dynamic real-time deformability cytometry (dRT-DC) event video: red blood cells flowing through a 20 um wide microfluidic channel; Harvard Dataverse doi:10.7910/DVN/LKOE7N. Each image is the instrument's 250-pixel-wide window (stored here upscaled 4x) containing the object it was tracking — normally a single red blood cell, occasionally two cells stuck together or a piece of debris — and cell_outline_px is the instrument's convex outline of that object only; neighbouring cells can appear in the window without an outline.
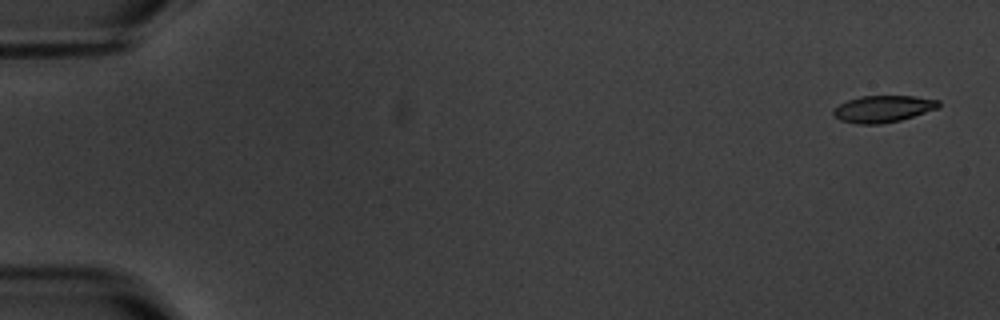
{"species": "common noctule bat (a hibernating species)", "species_latin": "Nyctalus noctula", "temperature_condition": "warm", "stored_images_in_passage": 9, "camera_frame_rate_fps": 3000, "um_per_image_px": 0.085, "animal": {"sex": "male", "body_mass_g": 20.1, "forearm_length_mm": 53.5}, "frame": {"image": 1, "passage_image": 1, "time_ms": 0.0, "image_size_px": [1000, 320], "cell_outline_px": [[940, 108], [900, 120], [880, 124], [856, 124], [840, 120], [832, 112], [832, 108], [848, 100], [860, 96], [916, 96], [940, 100]], "centroid_in_image_um": [75.08, 9.25], "position_along_channel_um": 9.9, "area_um2": 16.53}}
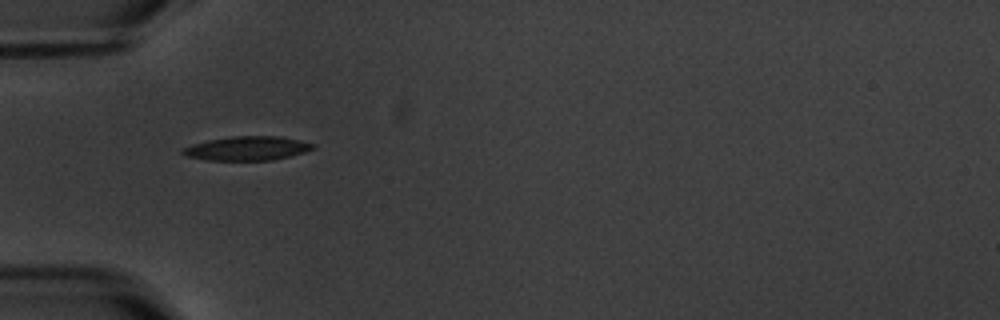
{"frame": {"image": 2, "passage_image": 6, "time_ms": 5.667, "image_size_px": [1000, 320], "cell_outline_px": [[316, 144], [312, 148], [304, 152], [292, 156], [272, 160], [208, 160], [188, 156], [180, 152], [180, 148], [192, 144], [208, 140], [232, 136], [280, 136], [300, 140]], "centroid_in_image_um": [21.0, 12.6], "position_along_channel_um": 64.0, "area_um2": 18.26}}
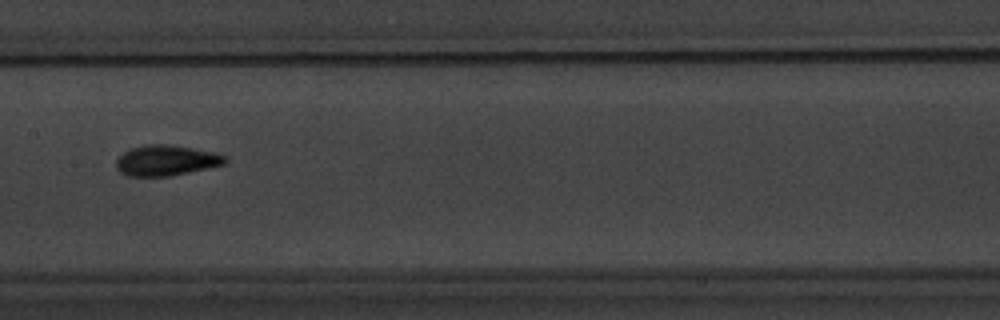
{"frame": {"image": 3, "passage_image": 9, "time_ms": 9.333, "image_size_px": [1000, 320], "cell_outline_px": [[228, 160], [224, 164], [188, 172], [168, 176], [128, 176], [120, 172], [116, 168], [116, 160], [124, 152], [132, 148], [148, 144], [164, 144], [192, 148], [216, 152], [224, 156]], "centroid_in_image_um": [14.11, 13.63], "position_along_channel_um": 193.3, "area_um2": 19.13}}